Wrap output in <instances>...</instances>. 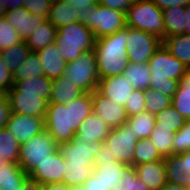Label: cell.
I'll use <instances>...</instances> for the list:
<instances>
[{
  "instance_id": "1",
  "label": "cell",
  "mask_w": 190,
  "mask_h": 190,
  "mask_svg": "<svg viewBox=\"0 0 190 190\" xmlns=\"http://www.w3.org/2000/svg\"><path fill=\"white\" fill-rule=\"evenodd\" d=\"M93 110L92 93H84L66 105L48 104L44 119L45 130L58 145L69 142Z\"/></svg>"
},
{
  "instance_id": "2",
  "label": "cell",
  "mask_w": 190,
  "mask_h": 190,
  "mask_svg": "<svg viewBox=\"0 0 190 190\" xmlns=\"http://www.w3.org/2000/svg\"><path fill=\"white\" fill-rule=\"evenodd\" d=\"M127 40L128 26L96 39L94 51L100 79L123 74L128 65Z\"/></svg>"
},
{
  "instance_id": "3",
  "label": "cell",
  "mask_w": 190,
  "mask_h": 190,
  "mask_svg": "<svg viewBox=\"0 0 190 190\" xmlns=\"http://www.w3.org/2000/svg\"><path fill=\"white\" fill-rule=\"evenodd\" d=\"M148 65L151 71L150 88L172 98L188 70L187 66L170 54L163 44L149 59Z\"/></svg>"
},
{
  "instance_id": "4",
  "label": "cell",
  "mask_w": 190,
  "mask_h": 190,
  "mask_svg": "<svg viewBox=\"0 0 190 190\" xmlns=\"http://www.w3.org/2000/svg\"><path fill=\"white\" fill-rule=\"evenodd\" d=\"M56 44L62 59L68 63L76 60L84 51L94 50V33L81 22L57 29Z\"/></svg>"
},
{
  "instance_id": "5",
  "label": "cell",
  "mask_w": 190,
  "mask_h": 190,
  "mask_svg": "<svg viewBox=\"0 0 190 190\" xmlns=\"http://www.w3.org/2000/svg\"><path fill=\"white\" fill-rule=\"evenodd\" d=\"M126 25L165 39L163 13L152 0H136L127 10Z\"/></svg>"
},
{
  "instance_id": "6",
  "label": "cell",
  "mask_w": 190,
  "mask_h": 190,
  "mask_svg": "<svg viewBox=\"0 0 190 190\" xmlns=\"http://www.w3.org/2000/svg\"><path fill=\"white\" fill-rule=\"evenodd\" d=\"M82 23L94 33L96 39L127 26L125 13L99 4L83 9Z\"/></svg>"
},
{
  "instance_id": "7",
  "label": "cell",
  "mask_w": 190,
  "mask_h": 190,
  "mask_svg": "<svg viewBox=\"0 0 190 190\" xmlns=\"http://www.w3.org/2000/svg\"><path fill=\"white\" fill-rule=\"evenodd\" d=\"M65 77L84 93H93L99 86L96 53L84 51L76 60L66 63Z\"/></svg>"
},
{
  "instance_id": "8",
  "label": "cell",
  "mask_w": 190,
  "mask_h": 190,
  "mask_svg": "<svg viewBox=\"0 0 190 190\" xmlns=\"http://www.w3.org/2000/svg\"><path fill=\"white\" fill-rule=\"evenodd\" d=\"M57 148L58 144L54 138L44 130L29 141L20 144L18 164L22 170L29 174Z\"/></svg>"
},
{
  "instance_id": "9",
  "label": "cell",
  "mask_w": 190,
  "mask_h": 190,
  "mask_svg": "<svg viewBox=\"0 0 190 190\" xmlns=\"http://www.w3.org/2000/svg\"><path fill=\"white\" fill-rule=\"evenodd\" d=\"M138 140L135 132L125 123L118 128L110 129L104 144L109 149L113 159L134 167V149Z\"/></svg>"
},
{
  "instance_id": "10",
  "label": "cell",
  "mask_w": 190,
  "mask_h": 190,
  "mask_svg": "<svg viewBox=\"0 0 190 190\" xmlns=\"http://www.w3.org/2000/svg\"><path fill=\"white\" fill-rule=\"evenodd\" d=\"M162 40L145 31L128 26L127 60L131 63H148Z\"/></svg>"
},
{
  "instance_id": "11",
  "label": "cell",
  "mask_w": 190,
  "mask_h": 190,
  "mask_svg": "<svg viewBox=\"0 0 190 190\" xmlns=\"http://www.w3.org/2000/svg\"><path fill=\"white\" fill-rule=\"evenodd\" d=\"M103 141L89 143L80 137H74L71 141L58 145L66 164H85L95 166V157L101 150Z\"/></svg>"
},
{
  "instance_id": "12",
  "label": "cell",
  "mask_w": 190,
  "mask_h": 190,
  "mask_svg": "<svg viewBox=\"0 0 190 190\" xmlns=\"http://www.w3.org/2000/svg\"><path fill=\"white\" fill-rule=\"evenodd\" d=\"M11 112L45 119L48 101L40 93L20 92L12 87L7 93Z\"/></svg>"
},
{
  "instance_id": "13",
  "label": "cell",
  "mask_w": 190,
  "mask_h": 190,
  "mask_svg": "<svg viewBox=\"0 0 190 190\" xmlns=\"http://www.w3.org/2000/svg\"><path fill=\"white\" fill-rule=\"evenodd\" d=\"M5 128L20 144H23L44 131L45 122L43 117L11 113Z\"/></svg>"
},
{
  "instance_id": "14",
  "label": "cell",
  "mask_w": 190,
  "mask_h": 190,
  "mask_svg": "<svg viewBox=\"0 0 190 190\" xmlns=\"http://www.w3.org/2000/svg\"><path fill=\"white\" fill-rule=\"evenodd\" d=\"M64 166L65 159L59 148H57L48 158L39 163L29 173V177L42 185L63 182L64 170H66Z\"/></svg>"
},
{
  "instance_id": "15",
  "label": "cell",
  "mask_w": 190,
  "mask_h": 190,
  "mask_svg": "<svg viewBox=\"0 0 190 190\" xmlns=\"http://www.w3.org/2000/svg\"><path fill=\"white\" fill-rule=\"evenodd\" d=\"M93 112L105 119L110 129L125 124L128 116L124 106L116 104L113 100L102 95L98 90L92 93Z\"/></svg>"
},
{
  "instance_id": "16",
  "label": "cell",
  "mask_w": 190,
  "mask_h": 190,
  "mask_svg": "<svg viewBox=\"0 0 190 190\" xmlns=\"http://www.w3.org/2000/svg\"><path fill=\"white\" fill-rule=\"evenodd\" d=\"M97 90L105 97L113 100L114 103L124 106L135 88L121 74L100 79Z\"/></svg>"
},
{
  "instance_id": "17",
  "label": "cell",
  "mask_w": 190,
  "mask_h": 190,
  "mask_svg": "<svg viewBox=\"0 0 190 190\" xmlns=\"http://www.w3.org/2000/svg\"><path fill=\"white\" fill-rule=\"evenodd\" d=\"M166 167V180L173 184L190 185V150L163 158Z\"/></svg>"
},
{
  "instance_id": "18",
  "label": "cell",
  "mask_w": 190,
  "mask_h": 190,
  "mask_svg": "<svg viewBox=\"0 0 190 190\" xmlns=\"http://www.w3.org/2000/svg\"><path fill=\"white\" fill-rule=\"evenodd\" d=\"M9 24L17 30L22 40L27 39L40 27L45 20L38 15L31 14L27 8L21 7L16 10L6 11L4 16Z\"/></svg>"
},
{
  "instance_id": "19",
  "label": "cell",
  "mask_w": 190,
  "mask_h": 190,
  "mask_svg": "<svg viewBox=\"0 0 190 190\" xmlns=\"http://www.w3.org/2000/svg\"><path fill=\"white\" fill-rule=\"evenodd\" d=\"M138 178L149 190H160L166 184V167L164 160L143 163L134 166Z\"/></svg>"
},
{
  "instance_id": "20",
  "label": "cell",
  "mask_w": 190,
  "mask_h": 190,
  "mask_svg": "<svg viewBox=\"0 0 190 190\" xmlns=\"http://www.w3.org/2000/svg\"><path fill=\"white\" fill-rule=\"evenodd\" d=\"M109 131L110 127L105 123V119L93 112L80 124L74 137H80L93 144L96 141L104 142Z\"/></svg>"
},
{
  "instance_id": "21",
  "label": "cell",
  "mask_w": 190,
  "mask_h": 190,
  "mask_svg": "<svg viewBox=\"0 0 190 190\" xmlns=\"http://www.w3.org/2000/svg\"><path fill=\"white\" fill-rule=\"evenodd\" d=\"M36 53L42 62L45 76L50 79H55L65 74L66 62L60 56L56 42Z\"/></svg>"
},
{
  "instance_id": "22",
  "label": "cell",
  "mask_w": 190,
  "mask_h": 190,
  "mask_svg": "<svg viewBox=\"0 0 190 190\" xmlns=\"http://www.w3.org/2000/svg\"><path fill=\"white\" fill-rule=\"evenodd\" d=\"M131 168L121 162H104L94 166V176L99 179L108 190L115 188L116 183L123 181V176Z\"/></svg>"
},
{
  "instance_id": "23",
  "label": "cell",
  "mask_w": 190,
  "mask_h": 190,
  "mask_svg": "<svg viewBox=\"0 0 190 190\" xmlns=\"http://www.w3.org/2000/svg\"><path fill=\"white\" fill-rule=\"evenodd\" d=\"M84 94L65 75L52 79V90L48 104L66 105Z\"/></svg>"
},
{
  "instance_id": "24",
  "label": "cell",
  "mask_w": 190,
  "mask_h": 190,
  "mask_svg": "<svg viewBox=\"0 0 190 190\" xmlns=\"http://www.w3.org/2000/svg\"><path fill=\"white\" fill-rule=\"evenodd\" d=\"M78 14L80 11L73 8L66 0H53L46 20L58 29L78 22Z\"/></svg>"
},
{
  "instance_id": "25",
  "label": "cell",
  "mask_w": 190,
  "mask_h": 190,
  "mask_svg": "<svg viewBox=\"0 0 190 190\" xmlns=\"http://www.w3.org/2000/svg\"><path fill=\"white\" fill-rule=\"evenodd\" d=\"M57 28L48 20H44L32 35L25 39L31 52H38L56 41Z\"/></svg>"
},
{
  "instance_id": "26",
  "label": "cell",
  "mask_w": 190,
  "mask_h": 190,
  "mask_svg": "<svg viewBox=\"0 0 190 190\" xmlns=\"http://www.w3.org/2000/svg\"><path fill=\"white\" fill-rule=\"evenodd\" d=\"M170 54L190 69V35L180 34L165 37L162 41Z\"/></svg>"
},
{
  "instance_id": "27",
  "label": "cell",
  "mask_w": 190,
  "mask_h": 190,
  "mask_svg": "<svg viewBox=\"0 0 190 190\" xmlns=\"http://www.w3.org/2000/svg\"><path fill=\"white\" fill-rule=\"evenodd\" d=\"M165 37L185 34V6L168 7L162 10Z\"/></svg>"
},
{
  "instance_id": "28",
  "label": "cell",
  "mask_w": 190,
  "mask_h": 190,
  "mask_svg": "<svg viewBox=\"0 0 190 190\" xmlns=\"http://www.w3.org/2000/svg\"><path fill=\"white\" fill-rule=\"evenodd\" d=\"M29 177L18 163H7L0 172V190H23V182Z\"/></svg>"
},
{
  "instance_id": "29",
  "label": "cell",
  "mask_w": 190,
  "mask_h": 190,
  "mask_svg": "<svg viewBox=\"0 0 190 190\" xmlns=\"http://www.w3.org/2000/svg\"><path fill=\"white\" fill-rule=\"evenodd\" d=\"M135 89L146 90L150 87L151 71L148 63L128 62L123 74Z\"/></svg>"
},
{
  "instance_id": "30",
  "label": "cell",
  "mask_w": 190,
  "mask_h": 190,
  "mask_svg": "<svg viewBox=\"0 0 190 190\" xmlns=\"http://www.w3.org/2000/svg\"><path fill=\"white\" fill-rule=\"evenodd\" d=\"M13 87L20 92L40 93L41 98L49 101L52 90V79L45 75L26 79L25 81H14Z\"/></svg>"
},
{
  "instance_id": "31",
  "label": "cell",
  "mask_w": 190,
  "mask_h": 190,
  "mask_svg": "<svg viewBox=\"0 0 190 190\" xmlns=\"http://www.w3.org/2000/svg\"><path fill=\"white\" fill-rule=\"evenodd\" d=\"M126 123L135 132L139 140L147 139L155 128V115L144 111L129 116Z\"/></svg>"
},
{
  "instance_id": "32",
  "label": "cell",
  "mask_w": 190,
  "mask_h": 190,
  "mask_svg": "<svg viewBox=\"0 0 190 190\" xmlns=\"http://www.w3.org/2000/svg\"><path fill=\"white\" fill-rule=\"evenodd\" d=\"M174 134L171 128L155 127L149 136L162 158L173 155Z\"/></svg>"
},
{
  "instance_id": "33",
  "label": "cell",
  "mask_w": 190,
  "mask_h": 190,
  "mask_svg": "<svg viewBox=\"0 0 190 190\" xmlns=\"http://www.w3.org/2000/svg\"><path fill=\"white\" fill-rule=\"evenodd\" d=\"M44 75L42 62L36 52H30L25 61L17 68L13 74L14 81H25Z\"/></svg>"
},
{
  "instance_id": "34",
  "label": "cell",
  "mask_w": 190,
  "mask_h": 190,
  "mask_svg": "<svg viewBox=\"0 0 190 190\" xmlns=\"http://www.w3.org/2000/svg\"><path fill=\"white\" fill-rule=\"evenodd\" d=\"M30 52L31 50L27 46L26 41L22 40L15 46H11L10 48L0 52V55L6 62V67L12 74H14L17 68L25 61V58Z\"/></svg>"
},
{
  "instance_id": "35",
  "label": "cell",
  "mask_w": 190,
  "mask_h": 190,
  "mask_svg": "<svg viewBox=\"0 0 190 190\" xmlns=\"http://www.w3.org/2000/svg\"><path fill=\"white\" fill-rule=\"evenodd\" d=\"M64 170L63 183L67 186L83 185L90 176L93 175L94 166H85V164H66Z\"/></svg>"
},
{
  "instance_id": "36",
  "label": "cell",
  "mask_w": 190,
  "mask_h": 190,
  "mask_svg": "<svg viewBox=\"0 0 190 190\" xmlns=\"http://www.w3.org/2000/svg\"><path fill=\"white\" fill-rule=\"evenodd\" d=\"M20 143L6 128L0 129V157L9 163H18Z\"/></svg>"
},
{
  "instance_id": "37",
  "label": "cell",
  "mask_w": 190,
  "mask_h": 190,
  "mask_svg": "<svg viewBox=\"0 0 190 190\" xmlns=\"http://www.w3.org/2000/svg\"><path fill=\"white\" fill-rule=\"evenodd\" d=\"M134 150V166L163 159L149 138L138 140Z\"/></svg>"
},
{
  "instance_id": "38",
  "label": "cell",
  "mask_w": 190,
  "mask_h": 190,
  "mask_svg": "<svg viewBox=\"0 0 190 190\" xmlns=\"http://www.w3.org/2000/svg\"><path fill=\"white\" fill-rule=\"evenodd\" d=\"M186 119L171 105L155 114V127L171 128L177 132L185 123Z\"/></svg>"
},
{
  "instance_id": "39",
  "label": "cell",
  "mask_w": 190,
  "mask_h": 190,
  "mask_svg": "<svg viewBox=\"0 0 190 190\" xmlns=\"http://www.w3.org/2000/svg\"><path fill=\"white\" fill-rule=\"evenodd\" d=\"M145 95V111L151 114H157L163 109L172 105V98L158 92L157 90L151 89L150 87L144 90Z\"/></svg>"
},
{
  "instance_id": "40",
  "label": "cell",
  "mask_w": 190,
  "mask_h": 190,
  "mask_svg": "<svg viewBox=\"0 0 190 190\" xmlns=\"http://www.w3.org/2000/svg\"><path fill=\"white\" fill-rule=\"evenodd\" d=\"M22 41L17 30H15L5 17L0 18V52L15 46Z\"/></svg>"
},
{
  "instance_id": "41",
  "label": "cell",
  "mask_w": 190,
  "mask_h": 190,
  "mask_svg": "<svg viewBox=\"0 0 190 190\" xmlns=\"http://www.w3.org/2000/svg\"><path fill=\"white\" fill-rule=\"evenodd\" d=\"M173 155L190 150V120H186L183 126L174 134Z\"/></svg>"
},
{
  "instance_id": "42",
  "label": "cell",
  "mask_w": 190,
  "mask_h": 190,
  "mask_svg": "<svg viewBox=\"0 0 190 190\" xmlns=\"http://www.w3.org/2000/svg\"><path fill=\"white\" fill-rule=\"evenodd\" d=\"M145 100L144 90L135 89L131 93L129 100H126L124 105L127 116L129 117L144 112L146 103Z\"/></svg>"
},
{
  "instance_id": "43",
  "label": "cell",
  "mask_w": 190,
  "mask_h": 190,
  "mask_svg": "<svg viewBox=\"0 0 190 190\" xmlns=\"http://www.w3.org/2000/svg\"><path fill=\"white\" fill-rule=\"evenodd\" d=\"M122 179L123 181L121 183H116L115 188L112 190H149L138 178L134 167H131Z\"/></svg>"
},
{
  "instance_id": "44",
  "label": "cell",
  "mask_w": 190,
  "mask_h": 190,
  "mask_svg": "<svg viewBox=\"0 0 190 190\" xmlns=\"http://www.w3.org/2000/svg\"><path fill=\"white\" fill-rule=\"evenodd\" d=\"M22 7L33 14L47 19L53 0H22Z\"/></svg>"
},
{
  "instance_id": "45",
  "label": "cell",
  "mask_w": 190,
  "mask_h": 190,
  "mask_svg": "<svg viewBox=\"0 0 190 190\" xmlns=\"http://www.w3.org/2000/svg\"><path fill=\"white\" fill-rule=\"evenodd\" d=\"M172 106L186 119L190 120V92H175Z\"/></svg>"
},
{
  "instance_id": "46",
  "label": "cell",
  "mask_w": 190,
  "mask_h": 190,
  "mask_svg": "<svg viewBox=\"0 0 190 190\" xmlns=\"http://www.w3.org/2000/svg\"><path fill=\"white\" fill-rule=\"evenodd\" d=\"M5 63L0 55V92L7 94L13 87L14 78Z\"/></svg>"
},
{
  "instance_id": "47",
  "label": "cell",
  "mask_w": 190,
  "mask_h": 190,
  "mask_svg": "<svg viewBox=\"0 0 190 190\" xmlns=\"http://www.w3.org/2000/svg\"><path fill=\"white\" fill-rule=\"evenodd\" d=\"M136 0H97L99 5L127 13V10Z\"/></svg>"
},
{
  "instance_id": "48",
  "label": "cell",
  "mask_w": 190,
  "mask_h": 190,
  "mask_svg": "<svg viewBox=\"0 0 190 190\" xmlns=\"http://www.w3.org/2000/svg\"><path fill=\"white\" fill-rule=\"evenodd\" d=\"M11 113L7 94L0 92V129L5 128Z\"/></svg>"
},
{
  "instance_id": "49",
  "label": "cell",
  "mask_w": 190,
  "mask_h": 190,
  "mask_svg": "<svg viewBox=\"0 0 190 190\" xmlns=\"http://www.w3.org/2000/svg\"><path fill=\"white\" fill-rule=\"evenodd\" d=\"M77 11H80L78 14V21L82 23V12L83 9L88 8L89 6H96L97 0H66Z\"/></svg>"
},
{
  "instance_id": "50",
  "label": "cell",
  "mask_w": 190,
  "mask_h": 190,
  "mask_svg": "<svg viewBox=\"0 0 190 190\" xmlns=\"http://www.w3.org/2000/svg\"><path fill=\"white\" fill-rule=\"evenodd\" d=\"M104 162H118V161L112 158L109 149L103 143V145L101 146V150L97 153V156L95 157V165L104 164Z\"/></svg>"
},
{
  "instance_id": "51",
  "label": "cell",
  "mask_w": 190,
  "mask_h": 190,
  "mask_svg": "<svg viewBox=\"0 0 190 190\" xmlns=\"http://www.w3.org/2000/svg\"><path fill=\"white\" fill-rule=\"evenodd\" d=\"M155 5L164 10L168 7H175V6H186L190 0H152Z\"/></svg>"
},
{
  "instance_id": "52",
  "label": "cell",
  "mask_w": 190,
  "mask_h": 190,
  "mask_svg": "<svg viewBox=\"0 0 190 190\" xmlns=\"http://www.w3.org/2000/svg\"><path fill=\"white\" fill-rule=\"evenodd\" d=\"M83 187L85 190H108V188H106V186L97 179L94 174L85 181Z\"/></svg>"
},
{
  "instance_id": "53",
  "label": "cell",
  "mask_w": 190,
  "mask_h": 190,
  "mask_svg": "<svg viewBox=\"0 0 190 190\" xmlns=\"http://www.w3.org/2000/svg\"><path fill=\"white\" fill-rule=\"evenodd\" d=\"M176 92H190V69L186 71V74L179 81Z\"/></svg>"
},
{
  "instance_id": "54",
  "label": "cell",
  "mask_w": 190,
  "mask_h": 190,
  "mask_svg": "<svg viewBox=\"0 0 190 190\" xmlns=\"http://www.w3.org/2000/svg\"><path fill=\"white\" fill-rule=\"evenodd\" d=\"M23 190H42V184H40L38 181L28 177L23 182Z\"/></svg>"
},
{
  "instance_id": "55",
  "label": "cell",
  "mask_w": 190,
  "mask_h": 190,
  "mask_svg": "<svg viewBox=\"0 0 190 190\" xmlns=\"http://www.w3.org/2000/svg\"><path fill=\"white\" fill-rule=\"evenodd\" d=\"M2 4L5 5L7 11L16 10L22 7V0H1Z\"/></svg>"
},
{
  "instance_id": "56",
  "label": "cell",
  "mask_w": 190,
  "mask_h": 190,
  "mask_svg": "<svg viewBox=\"0 0 190 190\" xmlns=\"http://www.w3.org/2000/svg\"><path fill=\"white\" fill-rule=\"evenodd\" d=\"M42 190H69V186L63 182L42 185Z\"/></svg>"
},
{
  "instance_id": "57",
  "label": "cell",
  "mask_w": 190,
  "mask_h": 190,
  "mask_svg": "<svg viewBox=\"0 0 190 190\" xmlns=\"http://www.w3.org/2000/svg\"><path fill=\"white\" fill-rule=\"evenodd\" d=\"M185 34L190 35V2L185 6Z\"/></svg>"
},
{
  "instance_id": "58",
  "label": "cell",
  "mask_w": 190,
  "mask_h": 190,
  "mask_svg": "<svg viewBox=\"0 0 190 190\" xmlns=\"http://www.w3.org/2000/svg\"><path fill=\"white\" fill-rule=\"evenodd\" d=\"M160 190H190V189L188 187L180 186L178 184H173L167 181L164 187Z\"/></svg>"
},
{
  "instance_id": "59",
  "label": "cell",
  "mask_w": 190,
  "mask_h": 190,
  "mask_svg": "<svg viewBox=\"0 0 190 190\" xmlns=\"http://www.w3.org/2000/svg\"><path fill=\"white\" fill-rule=\"evenodd\" d=\"M6 8H5V5L2 4L1 0H0V18L4 17L5 16V13H6Z\"/></svg>"
},
{
  "instance_id": "60",
  "label": "cell",
  "mask_w": 190,
  "mask_h": 190,
  "mask_svg": "<svg viewBox=\"0 0 190 190\" xmlns=\"http://www.w3.org/2000/svg\"><path fill=\"white\" fill-rule=\"evenodd\" d=\"M7 163H8L7 161L2 160V158L0 157V172L5 168H7Z\"/></svg>"
},
{
  "instance_id": "61",
  "label": "cell",
  "mask_w": 190,
  "mask_h": 190,
  "mask_svg": "<svg viewBox=\"0 0 190 190\" xmlns=\"http://www.w3.org/2000/svg\"><path fill=\"white\" fill-rule=\"evenodd\" d=\"M69 190H85L83 185L70 186Z\"/></svg>"
}]
</instances>
